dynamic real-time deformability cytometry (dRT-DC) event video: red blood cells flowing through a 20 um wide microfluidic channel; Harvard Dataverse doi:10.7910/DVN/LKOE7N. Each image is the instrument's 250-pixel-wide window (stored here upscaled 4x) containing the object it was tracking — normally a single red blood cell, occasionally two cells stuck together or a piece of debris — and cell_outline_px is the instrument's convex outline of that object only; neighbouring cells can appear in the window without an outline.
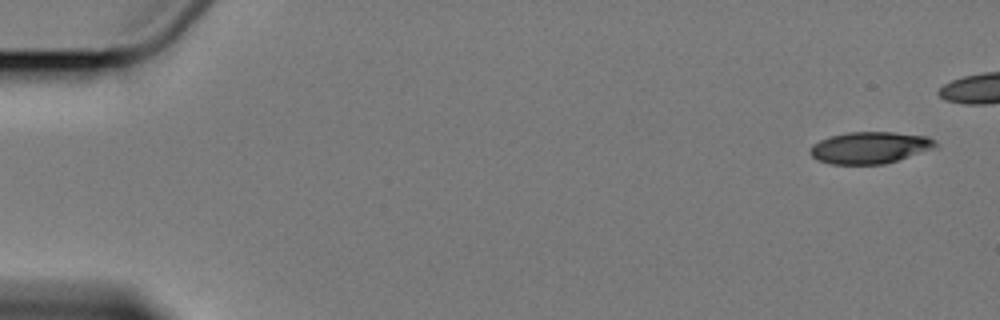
{"species": "Egyptian fruit bat (a non-hibernating species)", "species_latin": "Rousettus aegyptiacus", "temperature_condition": "cold", "stored_images_in_passage": 6, "camera_frame_rate_fps": 3000, "um_per_image_px": 0.085, "animal": {"sex": "female"}, "frame": {"image": 1, "passage_image": 1, "time_ms": 0.0, "image_size_px": [1000, 320], "cell_outline_px": [[936, 148], [884, 164], [828, 164], [816, 160], [808, 152], [812, 144], [820, 140], [832, 136], [848, 132], [892, 132], [928, 136], [936, 144]], "centroid_in_image_um": [73.9, 12.55], "position_along_channel_um": 11.1, "area_um2": 23.18}}